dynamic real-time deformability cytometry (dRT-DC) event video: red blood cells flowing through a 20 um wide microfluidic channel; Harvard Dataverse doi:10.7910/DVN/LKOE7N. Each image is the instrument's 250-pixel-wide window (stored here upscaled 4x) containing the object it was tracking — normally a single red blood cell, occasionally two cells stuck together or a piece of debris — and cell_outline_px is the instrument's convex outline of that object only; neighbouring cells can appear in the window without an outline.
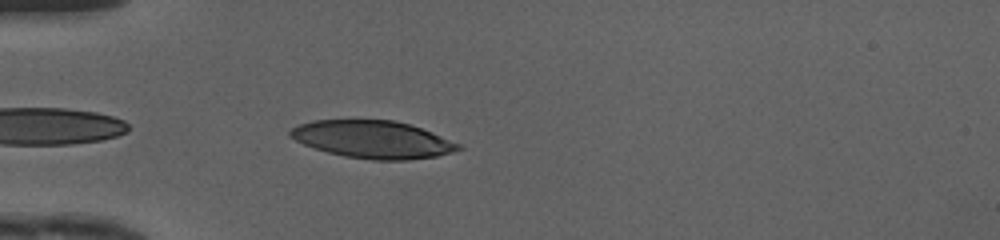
{"species": "human", "species_latin": "Homo sapiens", "temperature_condition": "cold", "stored_images_in_passage": 34, "camera_frame_rate_fps": 3000, "um_per_image_px": 0.085, "donor": {"sex": "female"}, "frame": {"image": 1, "passage_image": 2, "time_ms": 0.333, "image_size_px": [1000, 240], "cell_outline_px": [[464, 148], [452, 152], [436, 156], [408, 160], [372, 160], [344, 156], [328, 152], [304, 144], [288, 136], [288, 132], [292, 128], [300, 124], [312, 120], [396, 120], [432, 132], [460, 144]], "centroid_in_image_um": [31.69, 11.85], "position_along_channel_um": 53.3, "area_um2": 36.65}}
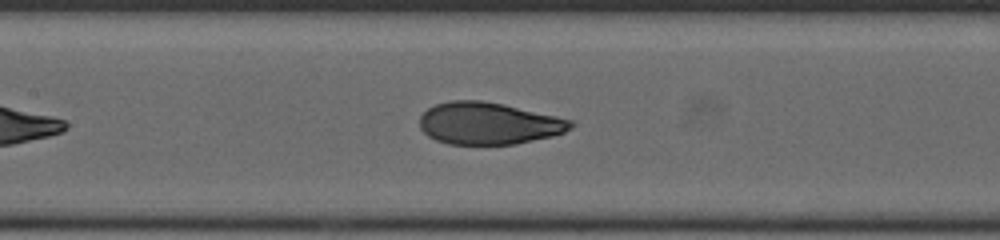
{"frame": {"image": 2, "passage_image": 11, "time_ms": 3.333, "image_size_px": [1000, 240], "cell_outline_px": [[576, 124], [572, 128], [564, 132], [552, 136], [516, 144], [448, 144], [436, 140], [428, 136], [420, 128], [420, 116], [428, 108], [436, 104], [452, 100], [480, 100], [504, 104], [556, 116], [572, 120]], "centroid_in_image_um": [41.54, 10.49], "position_along_channel_um": 165.9, "area_um2": 37.05}}
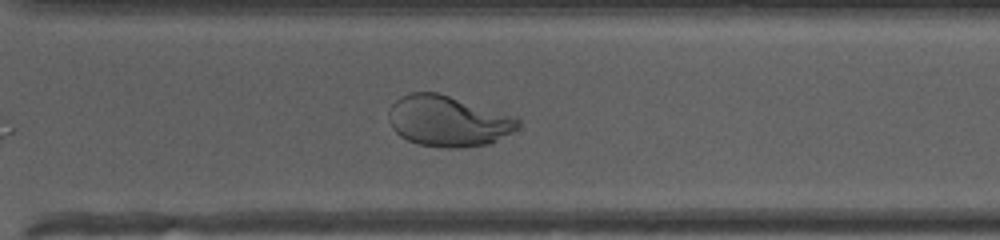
{"frame": {"image": 3, "passage_image": 23, "time_ms": 7.333, "image_size_px": [1000, 240], "cell_outline_px": [[520, 124], [512, 132], [492, 144], [460, 148], [440, 148], [416, 144], [400, 136], [392, 128], [388, 120], [388, 112], [392, 104], [400, 96], [412, 92], [436, 92], [516, 116], [520, 120]], "centroid_in_image_um": [38.08, 10.31], "position_along_channel_um": 332.5, "area_um2": 38.67}, "authors_computed_cell_mechanics": {"area_um2": 37.9746, "velocity_mm_per_s": 4.1841, "shape_relaxation_time_tau1_ms": 3.7955, "shape_relaxation_time_tau2_ms": null, "deformation_change_tau1": 0.2086, "deformation_change_tau2": null}}